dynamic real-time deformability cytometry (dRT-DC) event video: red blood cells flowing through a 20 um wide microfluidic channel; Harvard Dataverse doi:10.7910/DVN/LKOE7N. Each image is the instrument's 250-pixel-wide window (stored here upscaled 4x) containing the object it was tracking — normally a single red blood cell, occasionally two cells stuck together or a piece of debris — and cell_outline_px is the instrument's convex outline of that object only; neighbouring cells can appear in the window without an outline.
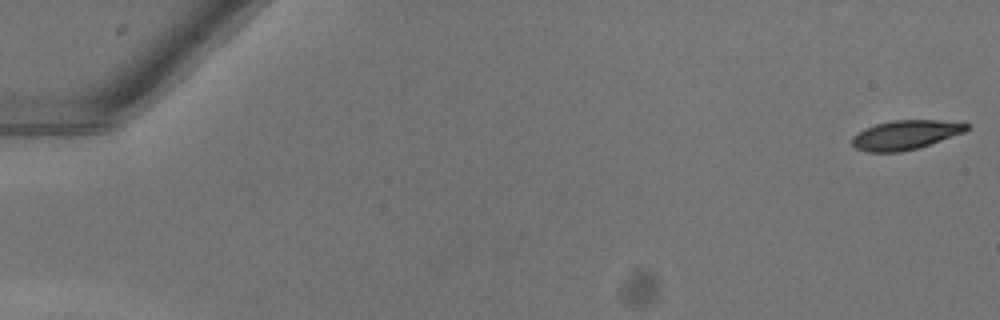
{"species": "common noctule bat (a hibernating species)", "species_latin": "Nyctalus noctula", "temperature_condition": "warm", "stored_images_in_passage": 53, "camera_frame_rate_fps": 3000, "um_per_image_px": 0.085, "animal": {"sex": "female"}, "frame": {"image": 1, "passage_image": 1, "time_ms": 0.0, "image_size_px": [1000, 320], "cell_outline_px": [[972, 124], [964, 132], [916, 148], [900, 152], [868, 152], [856, 148], [852, 144], [852, 136], [864, 128], [876, 124], [892, 120], [964, 120]], "centroid_in_image_um": [77.01, 11.43], "position_along_channel_um": 8.0, "area_um2": 19.71}}
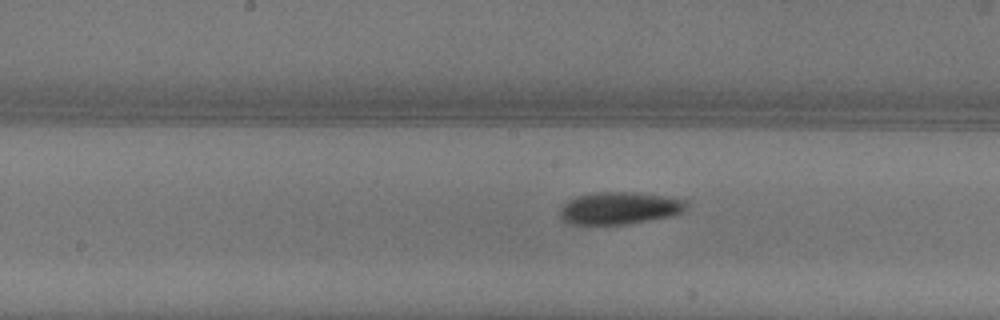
{"frame": {"image": 2, "passage_image": 28, "time_ms": 9.0, "image_size_px": [1000, 320], "cell_outline_px": [[684, 208], [680, 212], [668, 216], [624, 224], [572, 224], [560, 220], [560, 208], [568, 200], [576, 196], [596, 192], [632, 192], [660, 196], [684, 200]], "centroid_in_image_um": [52.52, 17.69], "position_along_channel_um": 195.7, "area_um2": 23.18}}
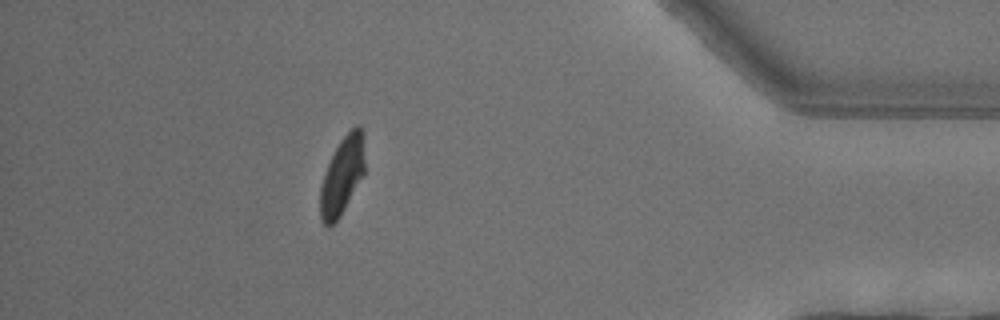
{"frame": {"image": 3, "passage_image": 47, "time_ms": 15.333, "image_size_px": [1000, 320], "cell_outline_px": [[364, 172], [340, 216], [328, 228], [320, 220], [320, 188], [328, 164], [340, 140], [356, 124], [360, 124], [364, 132]], "centroid_in_image_um": [29.09, 14.9], "position_along_channel_um": 406.1, "area_um2": 19.94}}